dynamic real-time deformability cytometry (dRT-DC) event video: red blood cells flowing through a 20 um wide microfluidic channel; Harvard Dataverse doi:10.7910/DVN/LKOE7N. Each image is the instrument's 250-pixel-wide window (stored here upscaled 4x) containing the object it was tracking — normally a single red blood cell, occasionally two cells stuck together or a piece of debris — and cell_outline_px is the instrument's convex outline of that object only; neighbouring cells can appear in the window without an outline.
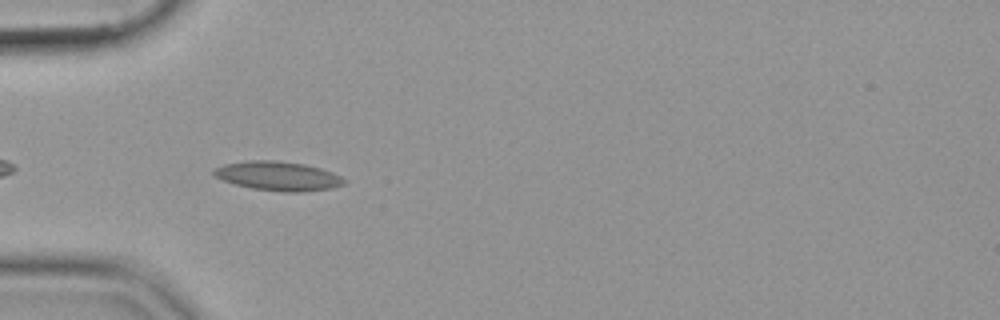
{"species": "common noctule bat (a hibernating species)", "species_latin": "Nyctalus noctula", "temperature_condition": "cold", "stored_images_in_passage": 40, "camera_frame_rate_fps": 3000, "um_per_image_px": 0.085, "animal": {"sex": "female", "body_mass_g": 19.9}, "frame": {"image": 1, "passage_image": 3, "time_ms": 0.667, "image_size_px": [1000, 320], "cell_outline_px": [[348, 180], [344, 184], [332, 188], [304, 192], [280, 192], [252, 188], [236, 184], [224, 180], [216, 176], [212, 172], [212, 168], [224, 164], [248, 160], [276, 160], [304, 164], [320, 168], [332, 172]], "centroid_in_image_um": [23.65, 14.96], "position_along_channel_um": 61.3, "area_um2": 22.25}}
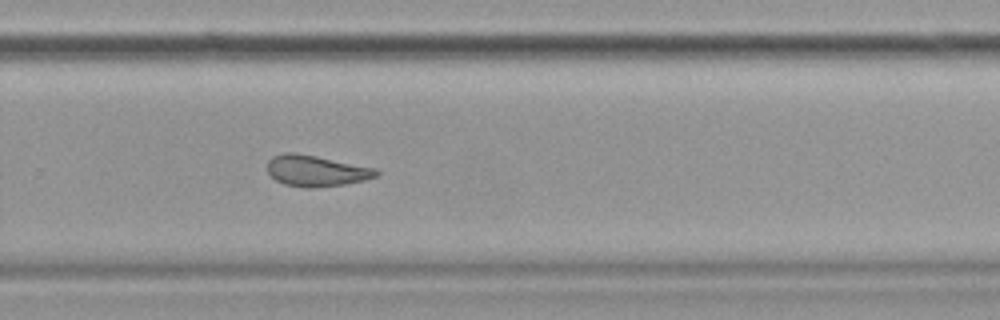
{"frame": {"image": 2, "passage_image": 23, "time_ms": 7.333, "image_size_px": [1000, 320], "cell_outline_px": [[380, 172], [376, 176], [364, 180], [344, 184], [312, 188], [304, 188], [284, 184], [276, 180], [268, 172], [268, 160], [272, 156], [284, 152], [296, 152], [376, 168]], "centroid_in_image_um": [26.85, 14.51], "position_along_channel_um": 302.9, "area_um2": 19.71}}
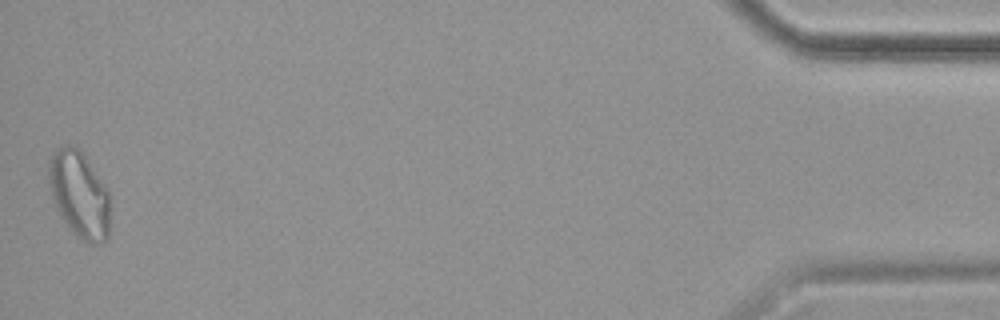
{"frame": {"image": 3, "passage_image": 40, "time_ms": 13.0, "image_size_px": [1000, 320], "cell_outline_px": [[108, 240], [100, 244], [88, 244], [80, 240], [72, 232], [64, 220], [52, 196], [48, 180], [48, 160], [52, 152], [56, 148], [64, 144], [68, 144], [80, 148], [108, 192]], "centroid_in_image_um": [6.71, 16.51], "position_along_channel_um": 428.5, "area_um2": 30.81}}